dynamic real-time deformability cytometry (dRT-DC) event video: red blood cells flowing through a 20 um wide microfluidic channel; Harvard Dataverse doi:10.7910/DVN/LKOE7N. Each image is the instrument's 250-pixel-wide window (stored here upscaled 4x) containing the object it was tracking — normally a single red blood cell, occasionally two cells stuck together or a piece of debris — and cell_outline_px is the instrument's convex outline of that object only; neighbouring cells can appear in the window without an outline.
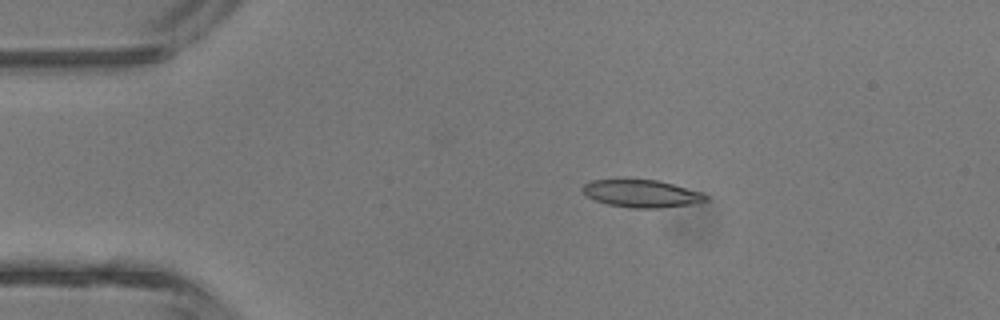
{"species": "common noctule bat (a hibernating species)", "species_latin": "Nyctalus noctula", "temperature_condition": "room temperature", "stored_images_in_passage": 2, "camera_frame_rate_fps": 3000, "um_per_image_px": 0.085, "animal": {"sex": "male", "body_mass_g": 13.3}, "frame": {"image": 1, "passage_image": 2, "time_ms": 1.0, "image_size_px": [1000, 320], "cell_outline_px": [[708, 200], [688, 204], [660, 208], [632, 208], [608, 204], [596, 200], [588, 196], [580, 188], [584, 184], [592, 180], [620, 176], [656, 180], [672, 184], [700, 192], [708, 196]], "centroid_in_image_um": [54.44, 16.4], "position_along_channel_um": 30.6, "area_um2": 20.23}}